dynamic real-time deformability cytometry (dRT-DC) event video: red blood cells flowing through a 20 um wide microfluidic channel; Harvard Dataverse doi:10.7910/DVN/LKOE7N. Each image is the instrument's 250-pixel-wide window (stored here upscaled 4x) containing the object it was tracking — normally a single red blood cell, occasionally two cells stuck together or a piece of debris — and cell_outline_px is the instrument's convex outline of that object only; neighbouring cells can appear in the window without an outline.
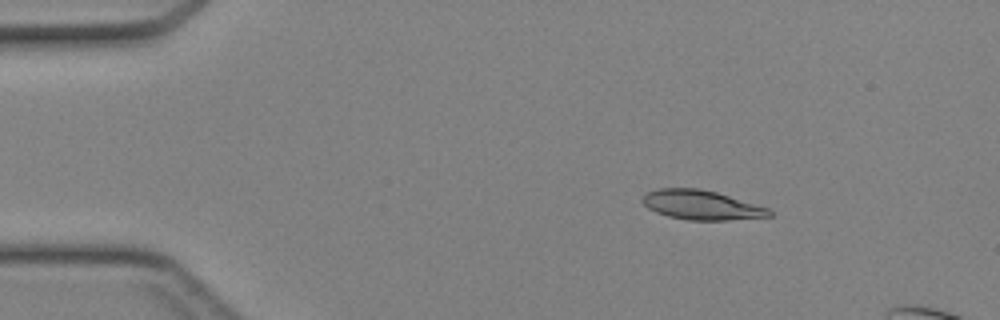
{"species": "Egyptian fruit bat (a non-hibernating species)", "species_latin": "Rousettus aegyptiacus", "temperature_condition": "cold", "stored_images_in_passage": 14, "camera_frame_rate_fps": 3000, "um_per_image_px": 0.085, "animal": {"sex": "female"}, "frame": {"image": 1, "passage_image": 7, "time_ms": 2.0, "image_size_px": [1000, 320], "cell_outline_px": [[772, 216], [728, 220], [688, 220], [668, 216], [656, 212], [648, 208], [640, 200], [648, 192], [656, 188], [700, 188], [716, 192], [768, 208], [772, 212]], "centroid_in_image_um": [59.59, 17.42], "position_along_channel_um": 25.4, "area_um2": 21.62}}